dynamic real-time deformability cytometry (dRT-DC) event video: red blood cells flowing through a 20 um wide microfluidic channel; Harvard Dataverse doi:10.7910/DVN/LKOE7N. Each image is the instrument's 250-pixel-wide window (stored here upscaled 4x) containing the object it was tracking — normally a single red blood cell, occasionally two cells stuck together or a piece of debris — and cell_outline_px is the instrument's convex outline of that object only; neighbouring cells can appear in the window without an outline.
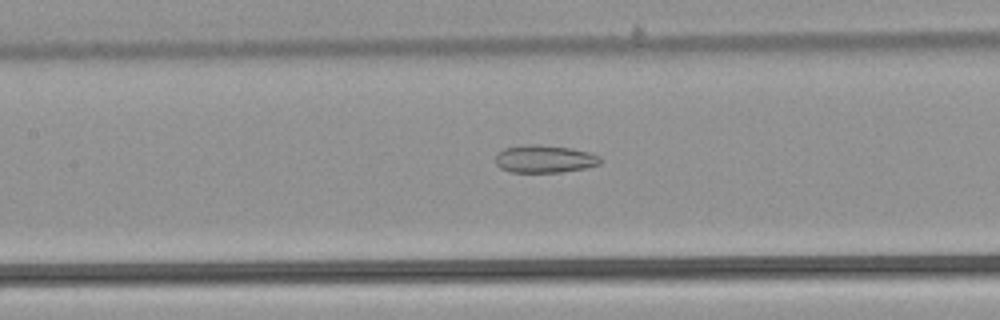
{"species": "common noctule bat (a hibernating species)", "species_latin": "Nyctalus noctula", "temperature_condition": "warm", "stored_images_in_passage": 39, "camera_frame_rate_fps": 3000, "um_per_image_px": 0.085, "animal": {"sex": "male", "body_mass_g": 21.5, "forearm_length_mm": 52.0}, "frame": {"image": 1, "passage_image": 11, "time_ms": 3.333, "image_size_px": [1000, 320], "cell_outline_px": [[604, 160], [600, 164], [588, 168], [564, 172], [512, 172], [500, 168], [496, 164], [496, 152], [504, 148], [528, 144], [540, 144], [572, 148], [588, 152], [600, 156]], "centroid_in_image_um": [46.32, 13.51], "position_along_channel_um": 161.1, "area_um2": 17.22}}
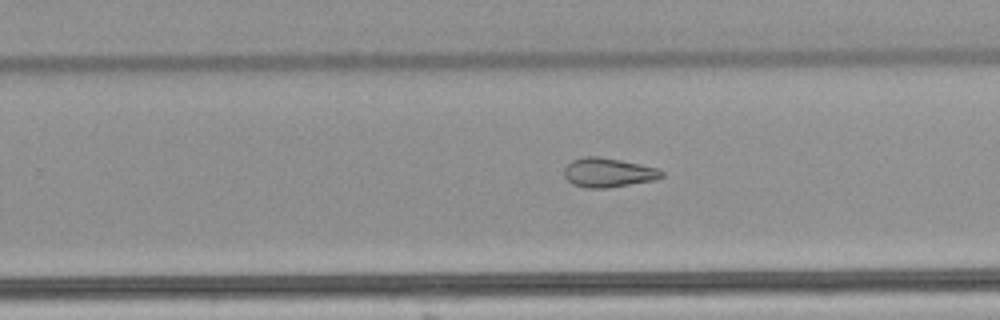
{"frame": {"image": 2, "passage_image": 20, "time_ms": 6.333, "image_size_px": [1000, 320], "cell_outline_px": [[664, 176], [656, 180], [608, 188], [584, 188], [572, 184], [564, 176], [564, 168], [572, 160], [584, 156], [596, 156], [620, 160], [660, 168], [664, 172]], "centroid_in_image_um": [51.72, 14.67], "position_along_channel_um": 278.1, "area_um2": 16.82}}
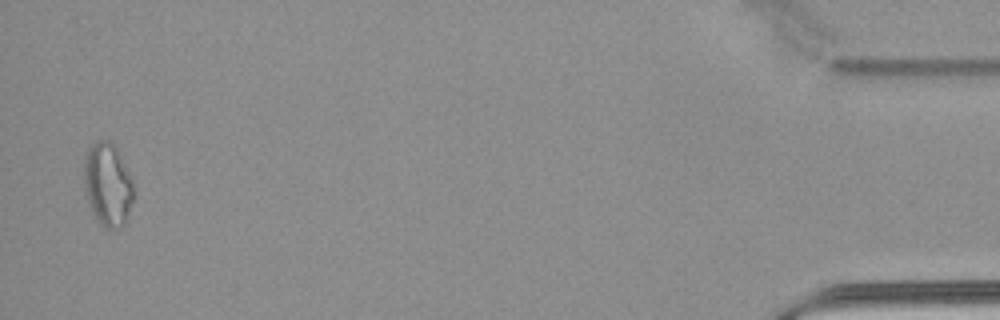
{"frame": {"image": 3, "passage_image": 38, "time_ms": 12.333, "image_size_px": [1000, 320], "cell_outline_px": [[132, 200], [128, 220], [120, 228], [104, 228], [96, 220], [92, 212], [88, 200], [84, 184], [84, 160], [88, 148], [96, 140], [112, 140], [116, 144], [132, 180]], "centroid_in_image_um": [9.15, 15.66], "position_along_channel_um": 426.0, "area_um2": 24.28}, "authors_computed_cell_mechanics": {"area_um2": 18.496, "velocity_mm_per_s": 3.9186, "shape_relaxation_time_tau1_ms": null, "shape_relaxation_time_tau2_ms": 4.2653, "deformation_change_tau1": null, "deformation_change_tau2": 0.1403}}